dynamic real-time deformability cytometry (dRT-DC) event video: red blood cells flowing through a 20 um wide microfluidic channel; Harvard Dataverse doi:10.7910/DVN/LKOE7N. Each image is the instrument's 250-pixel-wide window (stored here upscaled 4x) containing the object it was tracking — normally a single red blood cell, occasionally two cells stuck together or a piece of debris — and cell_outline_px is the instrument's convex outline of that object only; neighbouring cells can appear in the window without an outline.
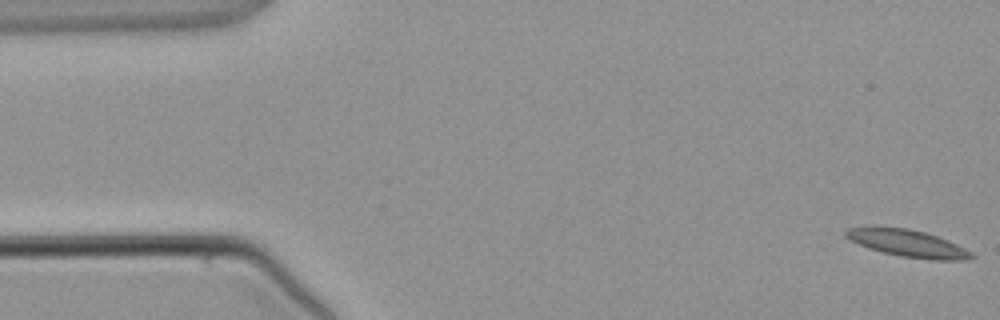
{"species": "common noctule bat (a hibernating species)", "species_latin": "Nyctalus noctula", "temperature_condition": "warm", "stored_images_in_passage": 4, "camera_frame_rate_fps": 3000, "um_per_image_px": 0.085, "animal": {"sex": "male", "body_mass_g": 21.5, "forearm_length_mm": 52.0}, "frame": {"image": 1, "passage_image": 1, "time_ms": 0.0, "image_size_px": [1000, 320], "cell_outline_px": [[976, 256], [968, 260], [932, 260], [900, 256], [868, 248], [848, 240], [844, 236], [844, 232], [848, 228], [908, 228], [924, 232], [948, 240], [972, 252]], "centroid_in_image_um": [77.19, 20.71], "position_along_channel_um": 7.8, "area_um2": 19.59}}
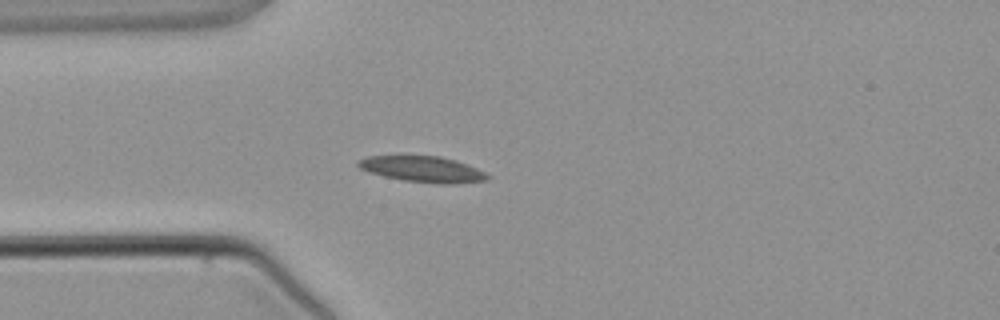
{"frame": {"image": 2, "passage_image": 4, "time_ms": 3.667, "image_size_px": [1000, 320], "cell_outline_px": [[492, 176], [488, 180], [456, 184], [436, 184], [404, 180], [384, 176], [368, 172], [360, 168], [356, 164], [356, 160], [368, 156], [440, 156], [456, 160], [476, 168]], "centroid_in_image_um": [35.94, 14.39], "position_along_channel_um": 49.1, "area_um2": 19.65}}